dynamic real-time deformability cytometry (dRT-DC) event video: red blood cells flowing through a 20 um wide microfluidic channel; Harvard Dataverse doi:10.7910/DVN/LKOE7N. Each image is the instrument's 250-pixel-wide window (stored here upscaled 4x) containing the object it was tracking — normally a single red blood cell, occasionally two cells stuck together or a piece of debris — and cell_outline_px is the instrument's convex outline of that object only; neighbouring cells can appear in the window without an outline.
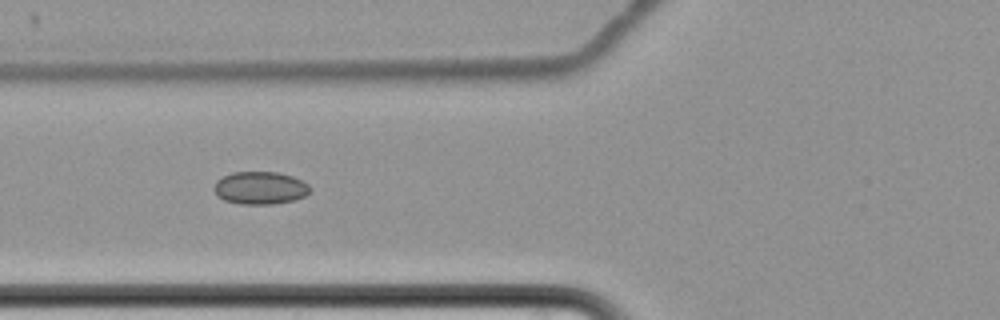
{"species": "common noctule bat (a hibernating species)", "species_latin": "Nyctalus noctula", "temperature_condition": "cold", "stored_images_in_passage": 16, "camera_frame_rate_fps": 3000, "um_per_image_px": 0.085, "animal": {"sex": "female", "body_mass_g": 22.7, "forearm_length_mm": 54.2}, "frame": {"image": 1, "passage_image": 7, "time_ms": 8.667, "image_size_px": [1000, 320], "cell_outline_px": [[312, 188], [304, 196], [292, 200], [272, 204], [240, 204], [224, 200], [216, 196], [212, 188], [216, 180], [232, 172], [276, 172], [292, 176], [308, 184]], "centroid_in_image_um": [22.06, 15.97], "position_along_channel_um": 103.7, "area_um2": 18.32}}
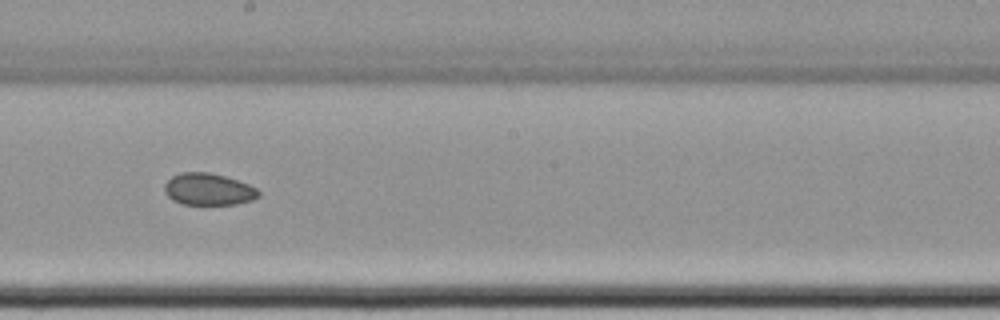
{"frame": {"image": 2, "passage_image": 10, "time_ms": 12.333, "image_size_px": [1000, 320], "cell_outline_px": [[260, 196], [252, 200], [236, 204], [180, 204], [172, 200], [164, 192], [164, 184], [172, 176], [180, 172], [208, 172], [224, 176], [248, 184], [256, 188], [260, 192]], "centroid_in_image_um": [17.69, 16.09], "position_along_channel_um": 230.5, "area_um2": 17.51}, "authors_computed_cell_mechanics": {"area_um2": 19.0451, "velocity_mm_per_s": 3.4614, "shape_relaxation_time_tau1_ms": null, "shape_relaxation_time_tau2_ms": 4.6976, "deformation_change_tau1": null, "deformation_change_tau2": 0.0573}}